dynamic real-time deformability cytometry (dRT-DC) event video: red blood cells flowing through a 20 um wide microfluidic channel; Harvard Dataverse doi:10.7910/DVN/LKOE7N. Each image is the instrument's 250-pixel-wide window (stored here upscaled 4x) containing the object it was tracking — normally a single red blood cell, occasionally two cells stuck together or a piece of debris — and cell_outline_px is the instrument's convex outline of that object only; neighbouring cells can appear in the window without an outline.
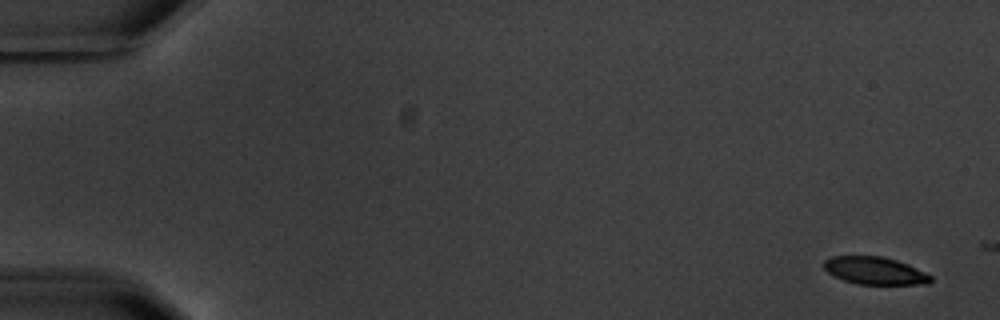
{"species": "common noctule bat (a hibernating species)", "species_latin": "Nyctalus noctula", "temperature_condition": "warm", "stored_images_in_passage": 4, "camera_frame_rate_fps": 3000, "um_per_image_px": 0.085, "animal": {"sex": "male", "body_mass_g": 20.1, "forearm_length_mm": 53.5}, "frame": {"image": 1, "passage_image": 1, "time_ms": 0.0, "image_size_px": [1000, 320], "cell_outline_px": [[932, 280], [928, 284], [856, 284], [844, 280], [828, 272], [824, 268], [824, 260], [832, 256], [880, 256], [896, 260], [908, 264], [932, 276]], "centroid_in_image_um": [74.37, 23.01], "position_along_channel_um": 10.6, "area_um2": 16.99}}